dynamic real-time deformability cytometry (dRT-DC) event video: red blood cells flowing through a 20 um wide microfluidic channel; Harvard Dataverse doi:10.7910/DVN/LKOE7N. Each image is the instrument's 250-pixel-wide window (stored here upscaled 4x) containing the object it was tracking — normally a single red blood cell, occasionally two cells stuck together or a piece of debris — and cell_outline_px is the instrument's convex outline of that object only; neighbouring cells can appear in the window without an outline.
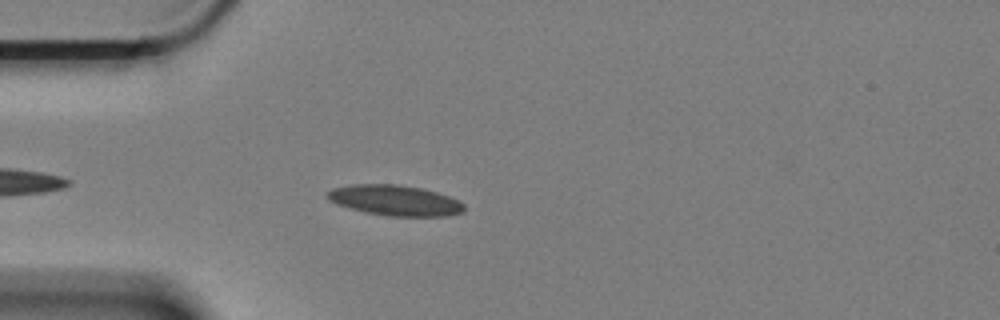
{"species": "Egyptian fruit bat (a non-hibernating species)", "species_latin": "Rousettus aegyptiacus", "temperature_condition": "cold", "stored_images_in_passage": 46, "camera_frame_rate_fps": 3000, "um_per_image_px": 0.085, "animal": {"sex": "female"}, "frame": {"image": 1, "passage_image": 6, "time_ms": 1.667, "image_size_px": [1000, 320], "cell_outline_px": [[464, 212], [448, 216], [388, 216], [364, 212], [336, 204], [328, 200], [324, 196], [332, 188], [356, 184], [392, 184], [420, 188], [436, 192], [448, 196], [464, 204]], "centroid_in_image_um": [33.54, 17.04], "position_along_channel_um": 51.5, "area_um2": 24.22}}
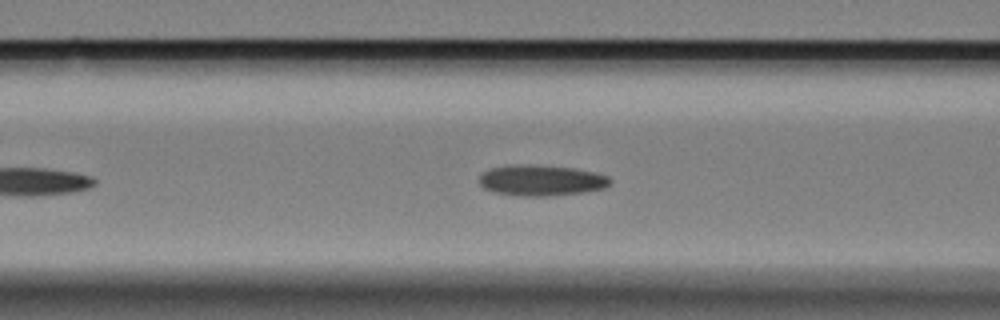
{"frame": {"image": 2, "passage_image": 13, "time_ms": 4.0, "image_size_px": [1000, 320], "cell_outline_px": [[612, 184], [604, 188], [584, 192], [548, 196], [520, 196], [496, 192], [484, 188], [480, 184], [480, 176], [484, 172], [492, 168], [508, 164], [528, 164], [576, 168], [596, 172], [608, 176], [612, 180]], "centroid_in_image_um": [46.05, 15.32], "position_along_channel_um": 120.5, "area_um2": 23.7}}
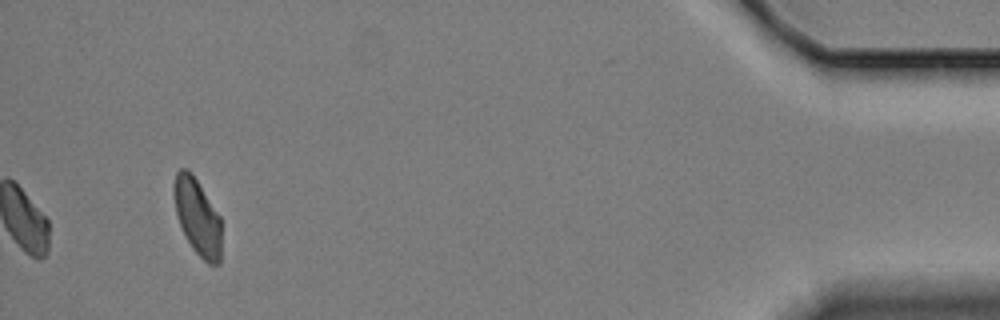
{"frame": {"image": 3, "passage_image": 46, "time_ms": 15.0, "image_size_px": [1000, 320], "cell_outline_px": [[220, 264], [208, 264], [192, 248], [180, 224], [176, 212], [176, 172], [180, 168], [184, 168], [196, 180], [220, 216]], "centroid_in_image_um": [16.82, 18.51], "position_along_channel_um": 418.4, "area_um2": 20.06}}